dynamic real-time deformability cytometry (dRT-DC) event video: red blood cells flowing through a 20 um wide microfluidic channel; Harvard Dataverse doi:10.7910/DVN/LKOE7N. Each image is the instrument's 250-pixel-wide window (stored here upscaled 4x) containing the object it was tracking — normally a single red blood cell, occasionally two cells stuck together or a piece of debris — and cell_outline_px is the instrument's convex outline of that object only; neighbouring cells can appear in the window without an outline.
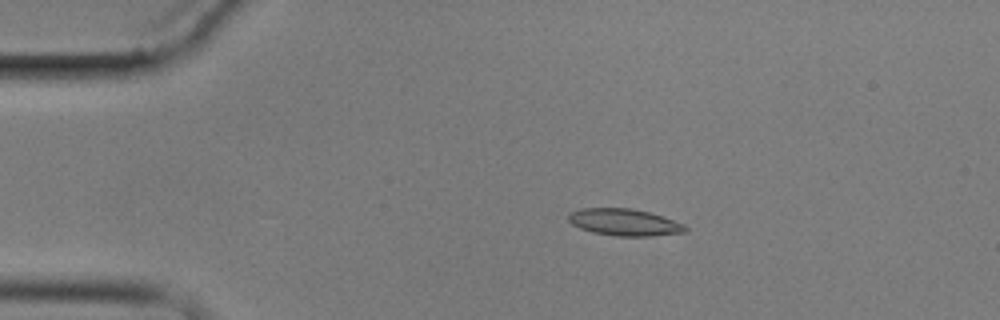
{"species": "common noctule bat (a hibernating species)", "species_latin": "Nyctalus noctula", "temperature_condition": "cold", "stored_images_in_passage": 4, "camera_frame_rate_fps": 3000, "um_per_image_px": 0.085, "animal": {"sex": "male", "body_mass_g": 17.9}, "frame": {"image": 1, "passage_image": 3, "time_ms": 2.333, "image_size_px": [1000, 320], "cell_outline_px": [[688, 232], [652, 236], [616, 236], [592, 232], [580, 228], [572, 224], [568, 220], [568, 212], [580, 208], [632, 208], [648, 212], [684, 224], [688, 228]], "centroid_in_image_um": [53.05, 18.89], "position_along_channel_um": 32.0, "area_um2": 18.38}}